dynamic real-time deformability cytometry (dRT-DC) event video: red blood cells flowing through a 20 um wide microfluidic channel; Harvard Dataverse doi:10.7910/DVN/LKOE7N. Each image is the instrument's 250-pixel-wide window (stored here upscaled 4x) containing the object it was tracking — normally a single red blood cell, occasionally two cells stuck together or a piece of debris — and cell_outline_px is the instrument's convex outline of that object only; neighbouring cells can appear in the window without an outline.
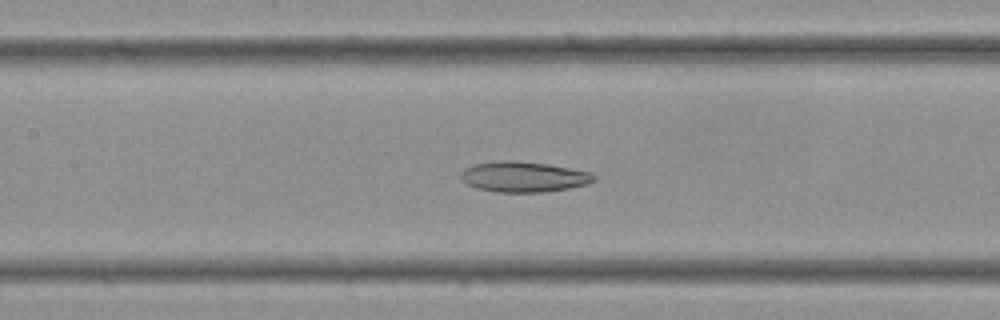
{"species": "Egyptian fruit bat (a non-hibernating species)", "species_latin": "Rousettus aegyptiacus", "temperature_condition": "cold", "stored_images_in_passage": 27, "camera_frame_rate_fps": 3000, "um_per_image_px": 0.085, "frame": {"image": 1, "passage_image": 8, "time_ms": 2.333, "image_size_px": [1000, 320], "cell_outline_px": [[596, 180], [588, 184], [568, 188], [544, 192], [496, 192], [476, 188], [468, 184], [460, 176], [460, 172], [464, 168], [476, 164], [500, 160], [512, 160], [548, 164], [588, 172], [596, 176]], "centroid_in_image_um": [44.49, 15.03], "position_along_channel_um": 162.9, "area_um2": 23.52}}
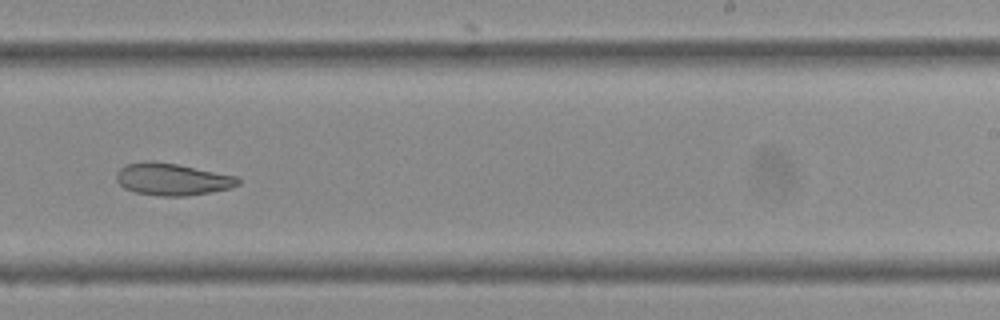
{"frame": {"image": 2, "passage_image": 14, "time_ms": 4.333, "image_size_px": [1000, 320], "cell_outline_px": [[240, 184], [228, 188], [208, 192], [184, 196], [160, 196], [136, 192], [124, 188], [116, 180], [116, 172], [120, 168], [128, 164], [148, 160], [152, 160], [176, 164], [236, 176], [240, 180]], "centroid_in_image_um": [14.6, 15.23], "position_along_channel_um": 274.4, "area_um2": 22.48}}
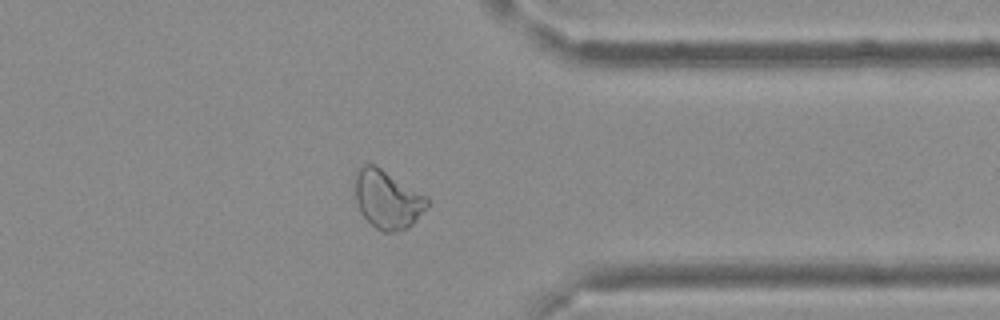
{"frame": {"image": 3, "passage_image": 20, "time_ms": 6.333, "image_size_px": [1000, 320], "cell_outline_px": [[428, 204], [412, 224], [408, 228], [396, 232], [380, 232], [360, 212], [356, 200], [352, 180], [356, 168], [364, 164], [372, 164], [380, 168], [428, 196]], "centroid_in_image_um": [32.87, 16.93], "position_along_channel_um": 378.5, "area_um2": 24.74}}